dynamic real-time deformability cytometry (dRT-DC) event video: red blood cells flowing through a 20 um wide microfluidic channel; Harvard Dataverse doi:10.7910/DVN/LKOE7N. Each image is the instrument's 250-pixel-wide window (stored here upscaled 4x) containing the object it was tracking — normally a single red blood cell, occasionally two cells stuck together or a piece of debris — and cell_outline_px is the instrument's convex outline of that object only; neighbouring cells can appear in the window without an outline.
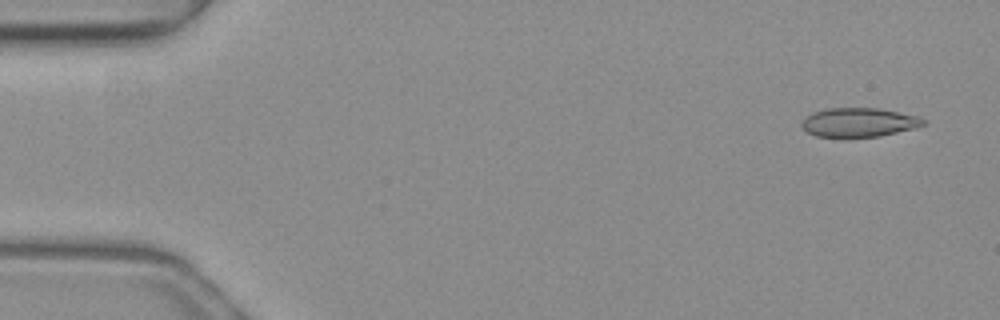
{"species": "common noctule bat (a hibernating species)", "species_latin": "Nyctalus noctula", "temperature_condition": "warm", "stored_images_in_passage": 14, "camera_frame_rate_fps": 3000, "um_per_image_px": 0.085, "animal": {"sex": "female", "body_mass_g": 19.3, "forearm_length_mm": 54.1}, "frame": {"image": 1, "passage_image": 1, "time_ms": 0.0, "image_size_px": [1000, 320], "cell_outline_px": [[924, 124], [916, 128], [880, 136], [816, 136], [808, 132], [800, 124], [804, 116], [812, 112], [828, 108], [876, 108], [920, 116], [924, 120]], "centroid_in_image_um": [72.99, 10.38], "position_along_channel_um": 12.0, "area_um2": 20.4}}
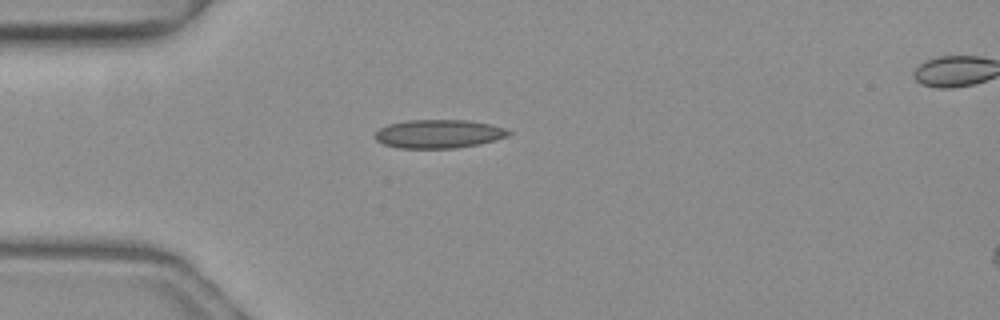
{"frame": {"image": 2, "passage_image": 12, "time_ms": 3.667, "image_size_px": [1000, 320], "cell_outline_px": [[512, 132], [508, 136], [480, 144], [456, 148], [396, 148], [384, 144], [376, 140], [376, 132], [380, 128], [388, 124], [408, 120], [468, 120], [488, 124], [504, 128]], "centroid_in_image_um": [37.28, 11.38], "position_along_channel_um": 47.7, "area_um2": 22.14}}